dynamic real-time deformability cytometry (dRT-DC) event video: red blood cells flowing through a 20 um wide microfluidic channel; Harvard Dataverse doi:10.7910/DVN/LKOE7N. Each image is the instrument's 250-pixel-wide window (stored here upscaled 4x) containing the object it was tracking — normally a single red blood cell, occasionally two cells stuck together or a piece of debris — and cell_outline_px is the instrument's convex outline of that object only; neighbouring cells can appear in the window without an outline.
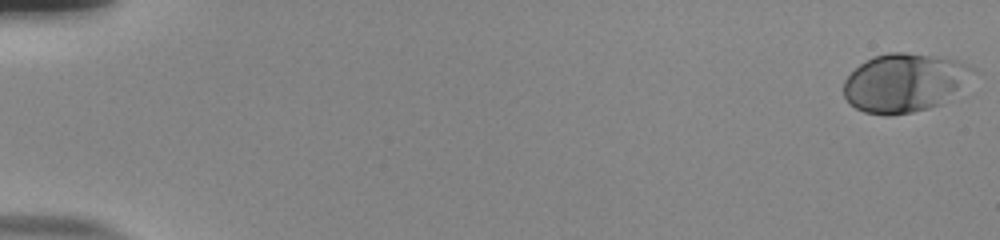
{"species": "human", "species_latin": "Homo sapiens", "temperature_condition": "room temperature", "stored_images_in_passage": 5, "camera_frame_rate_fps": 3000, "um_per_image_px": 0.085, "donor": {"sex": "male"}, "frame": {"image": 1, "passage_image": 1, "time_ms": 0.0, "image_size_px": [1000, 240], "cell_outline_px": [[976, 68], [940, 104], [928, 108], [912, 112], [888, 116], [864, 112], [856, 108], [844, 96], [844, 80], [860, 64], [872, 56], [888, 52], [904, 52], [960, 60]], "centroid_in_image_um": [76.8, 7.01], "position_along_channel_um": 8.2, "area_um2": 43.18}}